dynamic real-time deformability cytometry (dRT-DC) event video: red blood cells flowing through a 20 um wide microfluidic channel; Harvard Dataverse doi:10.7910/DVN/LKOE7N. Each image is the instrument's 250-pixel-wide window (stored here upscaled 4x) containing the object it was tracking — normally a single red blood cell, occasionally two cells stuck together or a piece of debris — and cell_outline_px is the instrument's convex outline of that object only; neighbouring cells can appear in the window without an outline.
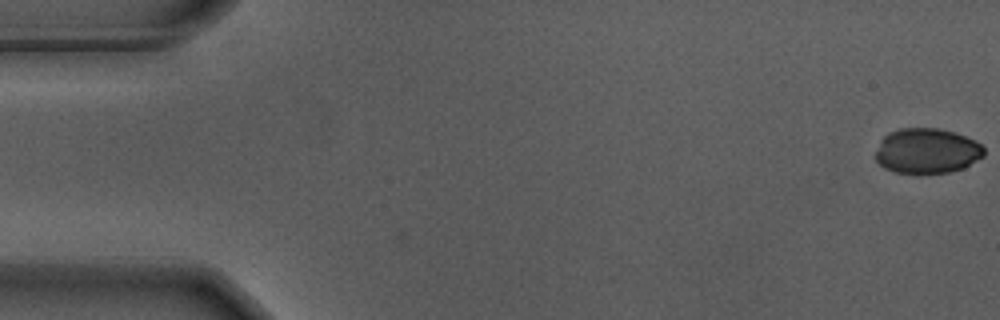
{"species": "Egyptian fruit bat (a non-hibernating species)", "species_latin": "Rousettus aegyptiacus", "temperature_condition": "warm", "stored_images_in_passage": 53, "camera_frame_rate_fps": 3000, "um_per_image_px": 0.085, "animal": {"sex": "male"}, "frame": {"image": 1, "passage_image": 1, "time_ms": 0.0, "image_size_px": [1000, 320], "cell_outline_px": [[984, 156], [964, 168], [948, 172], [916, 176], [896, 172], [884, 168], [876, 160], [876, 152], [880, 140], [888, 132], [900, 128], [936, 128], [956, 132], [976, 140], [984, 148]], "centroid_in_image_um": [78.79, 12.85], "position_along_channel_um": 6.2, "area_um2": 29.25}}
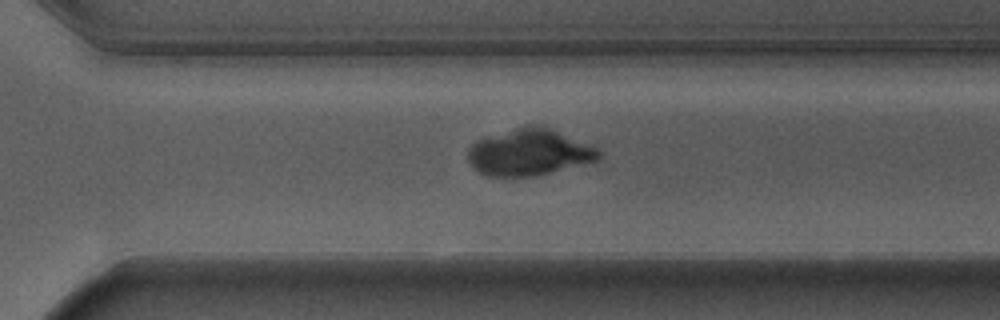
{"frame": {"image": 2, "passage_image": 39, "time_ms": 12.667, "image_size_px": [1000, 320], "cell_outline_px": [[604, 152], [600, 160], [536, 176], [488, 176], [480, 172], [468, 160], [468, 148], [476, 140], [528, 124], [536, 124], [548, 128], [588, 144]], "centroid_in_image_um": [45.01, 12.95], "position_along_channel_um": 325.6, "area_um2": 35.26}}
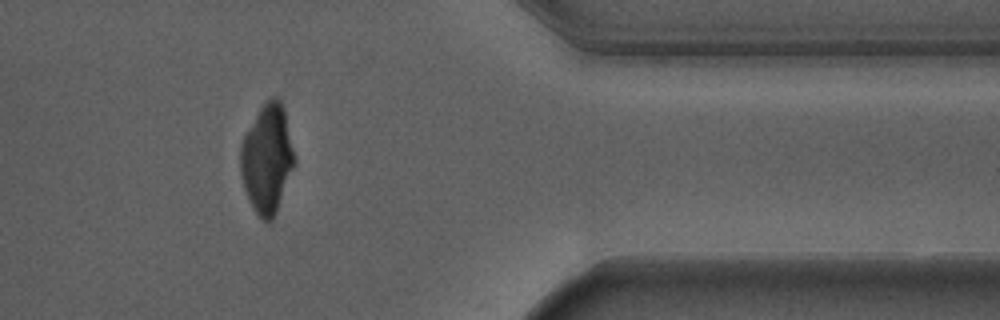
{"frame": {"image": 3, "passage_image": 46, "time_ms": 15.0, "image_size_px": [1000, 320], "cell_outline_px": [[296, 164], [276, 212], [272, 220], [268, 224], [260, 220], [248, 200], [240, 176], [240, 144], [244, 136], [260, 108], [272, 96], [276, 96], [280, 100], [284, 108], [296, 160]], "centroid_in_image_um": [22.71, 13.55], "position_along_channel_um": 388.7, "area_um2": 34.51}}